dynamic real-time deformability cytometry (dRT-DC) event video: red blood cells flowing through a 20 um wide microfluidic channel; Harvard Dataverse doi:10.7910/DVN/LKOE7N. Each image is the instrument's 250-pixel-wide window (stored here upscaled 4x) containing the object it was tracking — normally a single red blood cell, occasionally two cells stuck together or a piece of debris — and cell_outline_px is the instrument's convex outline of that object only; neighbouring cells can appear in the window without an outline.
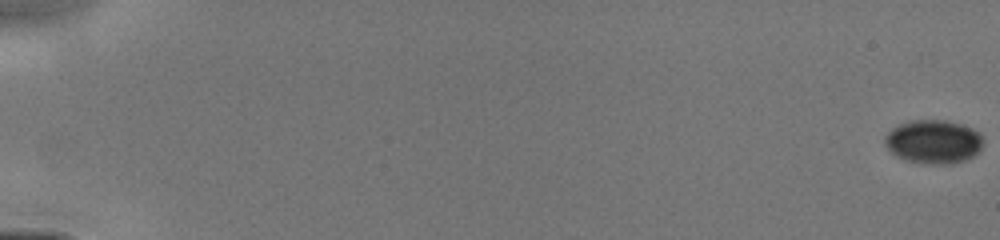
{"species": "human", "species_latin": "Homo sapiens", "temperature_condition": "cold", "stored_images_in_passage": 7, "camera_frame_rate_fps": 3000, "um_per_image_px": 0.085, "donor": {"sex": "male"}, "frame": {"image": 1, "passage_image": 1, "time_ms": 0.0, "image_size_px": [1000, 240], "cell_outline_px": [[984, 140], [980, 148], [972, 156], [964, 160], [952, 164], [924, 164], [904, 160], [896, 156], [884, 144], [884, 136], [892, 128], [908, 120], [948, 120], [972, 128], [980, 132]], "centroid_in_image_um": [79.33, 12.04], "position_along_channel_um": 5.7, "area_um2": 25.26}}
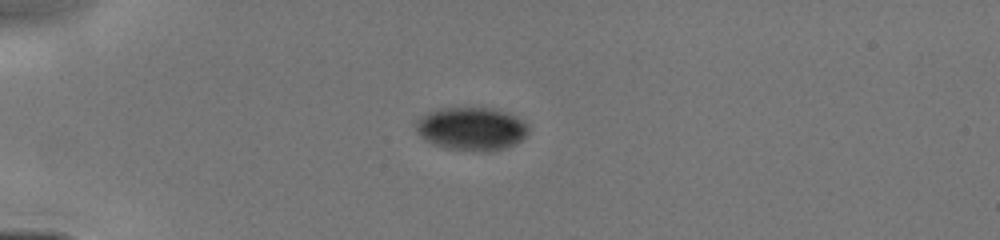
{"frame": {"image": 2, "passage_image": 5, "time_ms": 4.667, "image_size_px": [1000, 240], "cell_outline_px": [[528, 132], [520, 140], [504, 148], [492, 152], [476, 152], [448, 148], [432, 144], [424, 140], [416, 132], [416, 120], [428, 112], [440, 108], [492, 108], [508, 112], [524, 120], [528, 124]], "centroid_in_image_um": [40.07, 10.95], "position_along_channel_um": 44.9, "area_um2": 28.55}}
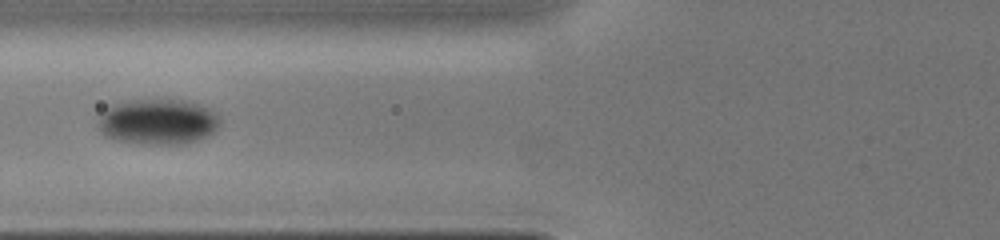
{"frame": {"image": 3, "passage_image": 7, "time_ms": 7.0, "image_size_px": [1000, 240], "cell_outline_px": [[220, 124], [208, 136], [184, 144], [140, 144], [116, 140], [104, 136], [96, 128], [96, 116], [112, 104], [124, 100], [168, 96], [200, 104], [216, 112], [220, 116]], "centroid_in_image_um": [13.36, 10.3], "position_along_channel_um": 112.4, "area_um2": 33.93}}